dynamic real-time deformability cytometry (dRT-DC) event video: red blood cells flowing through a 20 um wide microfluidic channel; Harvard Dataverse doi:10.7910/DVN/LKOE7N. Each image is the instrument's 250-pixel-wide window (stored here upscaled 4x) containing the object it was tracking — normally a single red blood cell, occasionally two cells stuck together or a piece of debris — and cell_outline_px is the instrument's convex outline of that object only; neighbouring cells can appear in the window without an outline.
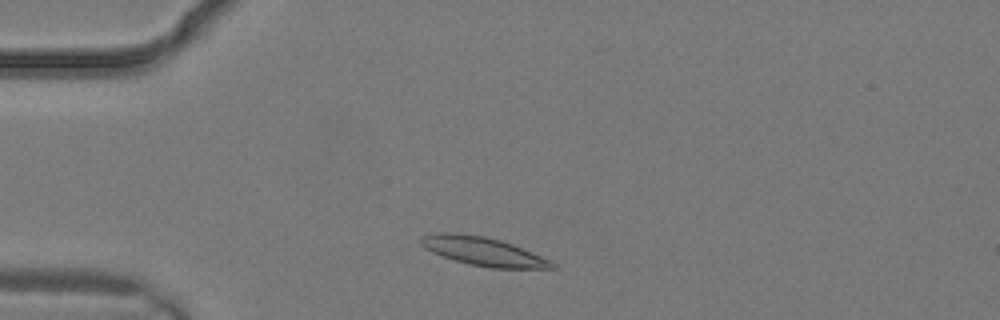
{"species": "common noctule bat (a hibernating species)", "species_latin": "Nyctalus noctula", "temperature_condition": "warm", "stored_images_in_passage": 2, "camera_frame_rate_fps": 3000, "um_per_image_px": 0.085, "animal": {"sex": "male", "body_mass_g": 19.2, "forearm_length_mm": 51.8}, "frame": {"image": 1, "passage_image": 2, "time_ms": 0.333, "image_size_px": [1000, 320], "cell_outline_px": [[556, 268], [492, 268], [472, 264], [456, 260], [432, 252], [424, 248], [420, 244], [420, 236], [436, 232], [456, 232], [484, 236], [500, 240], [512, 244], [552, 260], [556, 264]], "centroid_in_image_um": [41.06, 21.35], "position_along_channel_um": 43.9, "area_um2": 21.79}}